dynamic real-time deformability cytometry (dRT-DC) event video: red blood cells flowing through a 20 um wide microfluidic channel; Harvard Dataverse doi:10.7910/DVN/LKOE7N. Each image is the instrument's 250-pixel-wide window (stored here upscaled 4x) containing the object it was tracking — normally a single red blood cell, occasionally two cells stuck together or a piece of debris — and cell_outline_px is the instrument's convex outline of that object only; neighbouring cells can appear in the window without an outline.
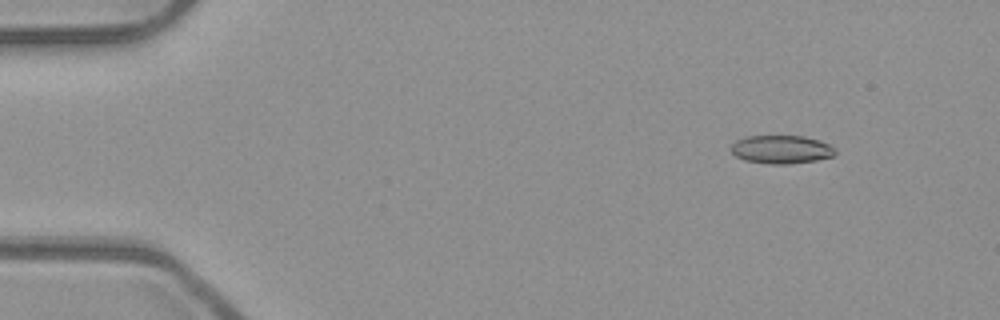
{"species": "common noctule bat (a hibernating species)", "species_latin": "Nyctalus noctula", "temperature_condition": "room temperature", "stored_images_in_passage": 51, "camera_frame_rate_fps": 3000, "um_per_image_px": 0.085, "animal": {"sex": "male", "body_mass_g": 23.1, "forearm_length_mm": 52.7}, "frame": {"image": 1, "passage_image": 4, "time_ms": 1.0, "image_size_px": [1000, 320], "cell_outline_px": [[836, 152], [832, 156], [816, 160], [788, 164], [772, 164], [744, 160], [736, 156], [732, 152], [732, 144], [736, 140], [748, 136], [804, 136], [828, 144], [836, 148]], "centroid_in_image_um": [66.41, 12.7], "position_along_channel_um": 18.6, "area_um2": 16.99}}
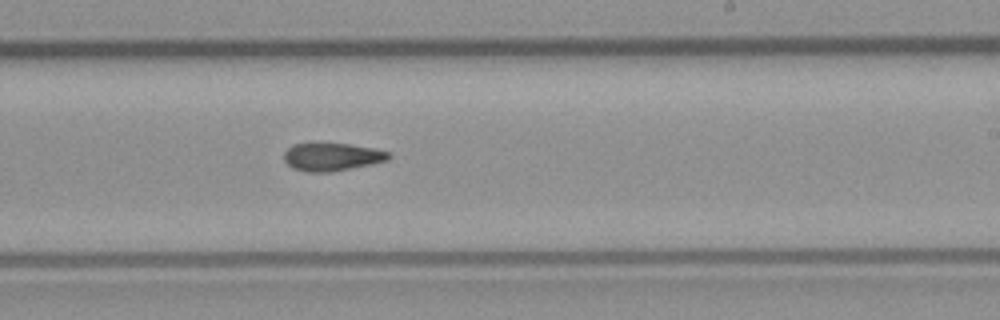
{"frame": {"image": 2, "passage_image": 30, "time_ms": 9.667, "image_size_px": [1000, 320], "cell_outline_px": [[392, 156], [388, 160], [372, 164], [328, 172], [308, 172], [292, 168], [284, 160], [284, 152], [292, 144], [312, 140], [348, 144], [372, 148], [388, 152]], "centroid_in_image_um": [28.15, 13.28], "position_along_channel_um": 260.9, "area_um2": 17.57}}
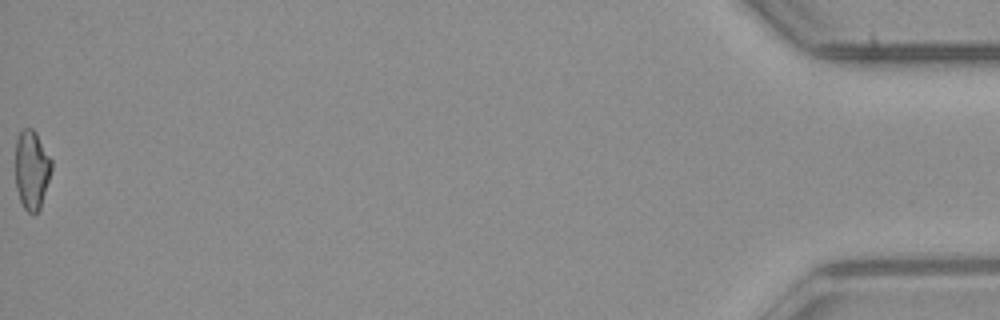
{"frame": {"image": 3, "passage_image": 51, "time_ms": 16.667, "image_size_px": [1000, 320], "cell_outline_px": [[52, 168], [40, 208], [36, 212], [28, 212], [24, 208], [20, 200], [16, 188], [16, 140], [20, 132], [24, 128], [32, 128], [36, 132], [52, 160]], "centroid_in_image_um": [2.7, 14.4], "position_along_channel_um": 432.5, "area_um2": 16.47}, "authors_computed_cell_mechanics": {"area_um2": 17.34, "velocity_mm_per_s": 3.9554, "shape_relaxation_time_tau1_ms": null, "shape_relaxation_time_tau2_ms": 6.7043, "deformation_change_tau1": null, "deformation_change_tau2": 0.1586}}